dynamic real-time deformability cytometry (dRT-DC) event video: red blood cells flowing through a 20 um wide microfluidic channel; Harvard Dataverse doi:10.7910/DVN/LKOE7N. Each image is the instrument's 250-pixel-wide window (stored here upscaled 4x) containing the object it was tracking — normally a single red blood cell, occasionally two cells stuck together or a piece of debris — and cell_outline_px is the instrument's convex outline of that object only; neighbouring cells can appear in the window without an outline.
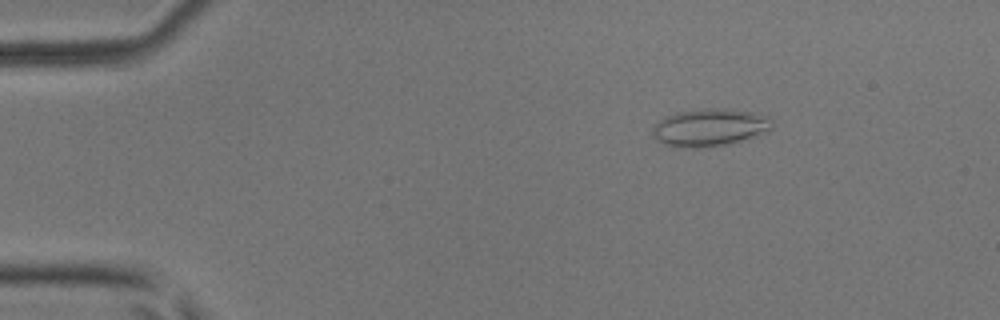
{"species": "common noctule bat (a hibernating species)", "species_latin": "Nyctalus noctula", "temperature_condition": "room temperature", "stored_images_in_passage": 50, "camera_frame_rate_fps": 3000, "um_per_image_px": 0.085, "animal": {"sex": "male", "body_mass_g": 17.9, "forearm_length_mm": 54.2}, "frame": {"image": 1, "passage_image": 8, "time_ms": 2.333, "image_size_px": [1000, 320], "cell_outline_px": [[772, 128], [768, 132], [740, 140], [724, 144], [704, 148], [680, 148], [664, 144], [656, 140], [652, 136], [652, 128], [664, 116], [676, 112], [704, 108], [728, 108], [752, 112], [768, 116], [772, 120]], "centroid_in_image_um": [60.3, 10.83], "position_along_channel_um": 24.7, "area_um2": 26.41}}
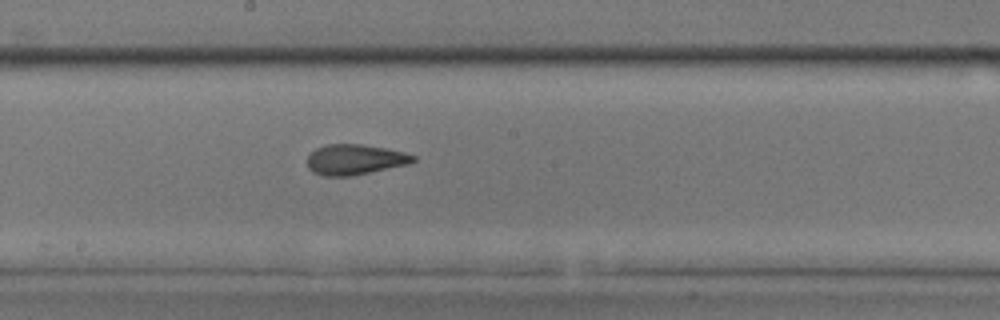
{"frame": {"image": 2, "passage_image": 28, "time_ms": 9.0, "image_size_px": [1000, 320], "cell_outline_px": [[416, 160], [408, 164], [352, 176], [324, 176], [312, 172], [308, 168], [308, 156], [316, 148], [328, 144], [360, 144], [384, 148], [404, 152], [416, 156]], "centroid_in_image_um": [30.16, 13.57], "position_along_channel_um": 218.0, "area_um2": 18.67}}
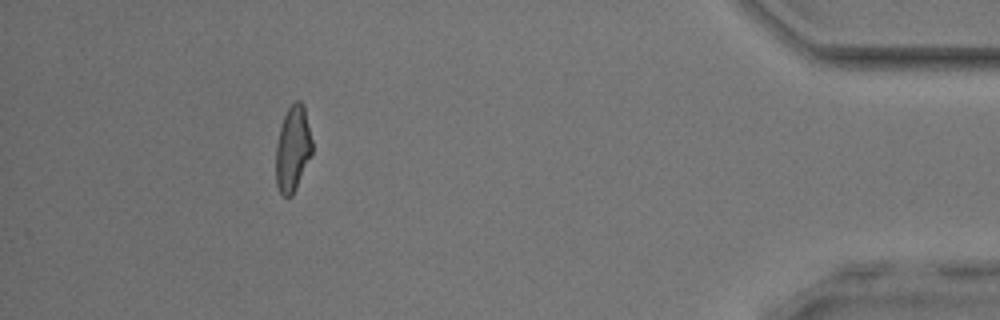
{"frame": {"image": 3, "passage_image": 46, "time_ms": 15.0, "image_size_px": [1000, 320], "cell_outline_px": [[312, 152], [296, 188], [292, 196], [284, 196], [280, 192], [276, 184], [276, 144], [280, 128], [284, 116], [288, 108], [296, 100], [300, 100], [304, 104], [312, 140]], "centroid_in_image_um": [24.88, 12.62], "position_along_channel_um": 410.3, "area_um2": 17.98}, "authors_computed_cell_mechanics": {"area_um2": 18.9873, "velocity_mm_per_s": 4.1203, "shape_relaxation_time_tau1_ms": 5.0243, "shape_relaxation_time_tau2_ms": 1.7472, "deformation_change_tau1": 0.1409, "deformation_change_tau2": 0.0969}}